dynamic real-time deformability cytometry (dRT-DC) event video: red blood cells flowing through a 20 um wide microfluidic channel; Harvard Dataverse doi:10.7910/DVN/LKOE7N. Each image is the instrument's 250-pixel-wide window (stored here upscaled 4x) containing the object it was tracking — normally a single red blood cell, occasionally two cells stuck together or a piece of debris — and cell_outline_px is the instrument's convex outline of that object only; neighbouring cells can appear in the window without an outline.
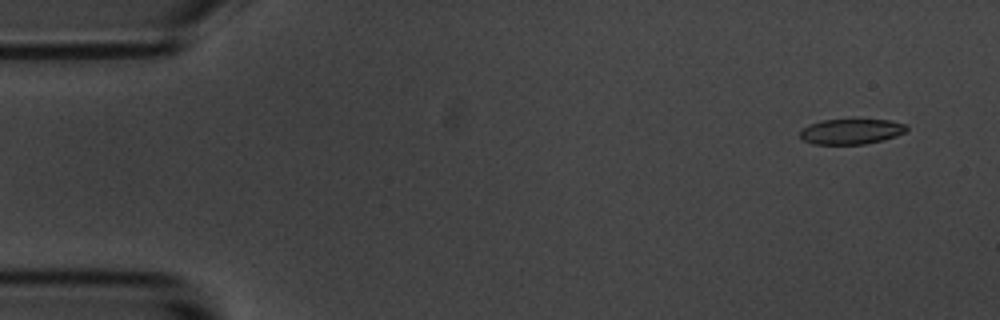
{"species": "common noctule bat (a hibernating species)", "species_latin": "Nyctalus noctula", "temperature_condition": "room temperature", "stored_images_in_passage": 4, "camera_frame_rate_fps": 3000, "um_per_image_px": 0.085, "animal": {"sex": "male", "body_mass_g": 20.1, "forearm_length_mm": 53.5}, "frame": {"image": 1, "passage_image": 1, "time_ms": 0.0, "image_size_px": [1000, 320], "cell_outline_px": [[908, 128], [904, 132], [896, 136], [864, 144], [812, 144], [804, 140], [800, 136], [800, 132], [808, 124], [820, 120], [888, 120], [904, 124]], "centroid_in_image_um": [72.31, 11.18], "position_along_channel_um": 12.7, "area_um2": 15.49}}